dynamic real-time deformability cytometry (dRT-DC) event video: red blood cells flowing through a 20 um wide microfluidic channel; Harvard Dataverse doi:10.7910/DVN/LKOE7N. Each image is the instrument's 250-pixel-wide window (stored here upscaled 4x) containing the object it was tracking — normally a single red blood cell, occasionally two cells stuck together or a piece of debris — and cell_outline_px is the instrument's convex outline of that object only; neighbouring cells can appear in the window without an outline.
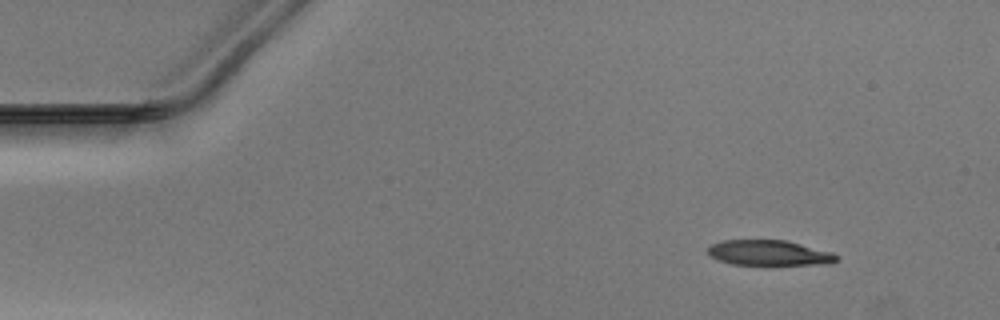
{"species": "Egyptian fruit bat (a non-hibernating species)", "species_latin": "Rousettus aegyptiacus", "temperature_condition": "warm", "stored_images_in_passage": 46, "camera_frame_rate_fps": 3000, "um_per_image_px": 0.085, "animal": {"sex": "male"}, "frame": {"image": 1, "passage_image": 1, "time_ms": 0.0, "image_size_px": [1000, 320], "cell_outline_px": [[836, 260], [832, 264], [732, 264], [720, 260], [712, 256], [708, 252], [708, 248], [712, 244], [724, 240], [788, 240], [832, 252], [836, 256]], "centroid_in_image_um": [65.4, 21.48], "position_along_channel_um": 19.6, "area_um2": 18.67}}
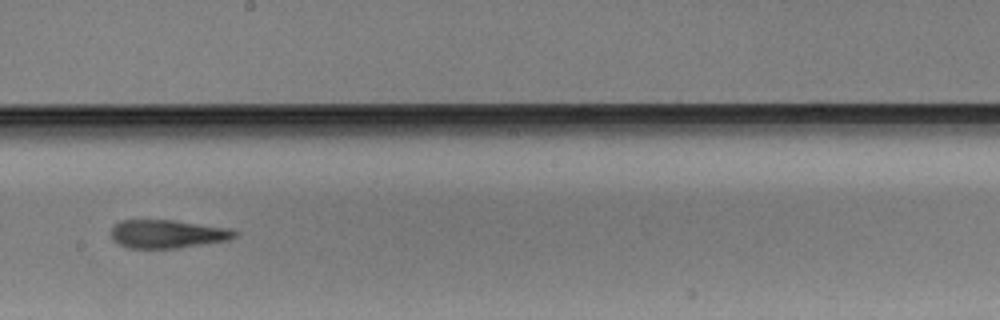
{"frame": {"image": 2, "passage_image": 24, "time_ms": 7.667, "image_size_px": [1000, 320], "cell_outline_px": [[240, 232], [236, 236], [228, 240], [180, 248], [128, 248], [112, 240], [108, 232], [120, 220], [176, 220], [232, 228]], "centroid_in_image_um": [14.25, 19.88], "position_along_channel_um": 233.9, "area_um2": 20.81}}
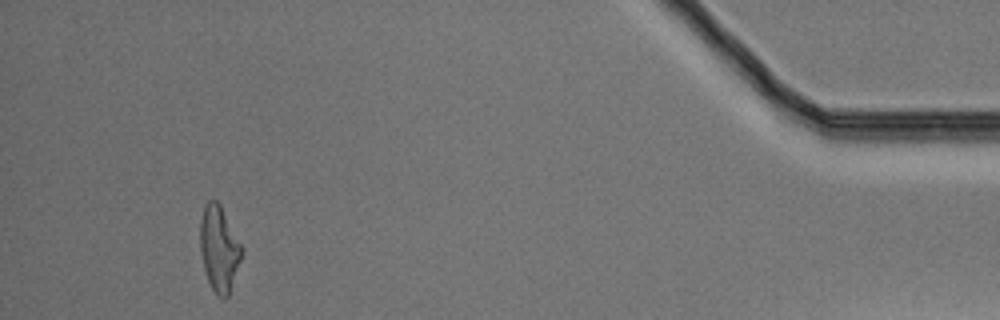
{"frame": {"image": 3, "passage_image": 43, "time_ms": 14.0, "image_size_px": [1000, 320], "cell_outline_px": [[244, 252], [228, 296], [224, 300], [216, 296], [208, 280], [204, 268], [200, 252], [200, 220], [204, 204], [208, 200], [216, 200], [220, 204], [244, 248]], "centroid_in_image_um": [18.64, 21.13], "position_along_channel_um": 416.6, "area_um2": 21.04}}